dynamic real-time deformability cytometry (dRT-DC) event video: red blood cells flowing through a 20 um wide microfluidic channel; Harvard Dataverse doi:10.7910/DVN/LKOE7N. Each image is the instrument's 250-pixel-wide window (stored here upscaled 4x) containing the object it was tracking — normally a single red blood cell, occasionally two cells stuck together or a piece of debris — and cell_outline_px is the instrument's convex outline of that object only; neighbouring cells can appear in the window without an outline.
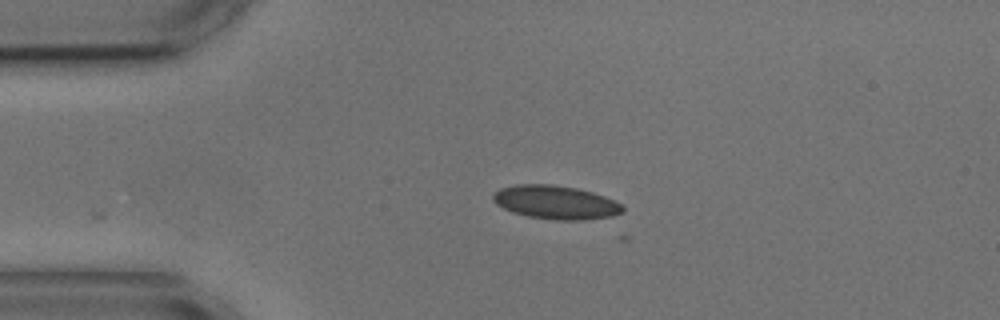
{"species": "common noctule bat (a hibernating species)", "species_latin": "Nyctalus noctula", "temperature_condition": "cold", "stored_images_in_passage": 3, "camera_frame_rate_fps": 3000, "um_per_image_px": 0.085, "animal": {"sex": "male", "body_mass_g": 17.9, "forearm_length_mm": 54.2}, "frame": {"image": 1, "passage_image": 3, "time_ms": 3.0, "image_size_px": [1000, 320], "cell_outline_px": [[624, 212], [612, 216], [584, 220], [556, 220], [528, 216], [512, 212], [496, 204], [492, 200], [492, 196], [500, 188], [516, 184], [552, 184], [576, 188], [592, 192], [604, 196], [620, 204], [624, 208]], "centroid_in_image_um": [47.22, 17.2], "position_along_channel_um": 37.8, "area_um2": 25.32}}